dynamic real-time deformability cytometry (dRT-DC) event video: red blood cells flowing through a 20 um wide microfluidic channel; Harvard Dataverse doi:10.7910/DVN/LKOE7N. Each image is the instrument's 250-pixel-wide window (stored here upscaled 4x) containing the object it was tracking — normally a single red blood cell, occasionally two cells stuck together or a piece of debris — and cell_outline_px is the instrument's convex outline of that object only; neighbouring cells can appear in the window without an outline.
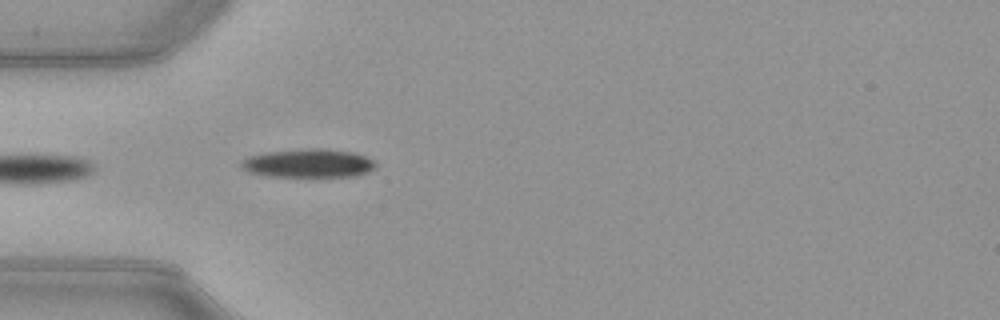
{"species": "common noctule bat (a hibernating species)", "species_latin": "Nyctalus noctula", "temperature_condition": "warm", "stored_images_in_passage": 14, "camera_frame_rate_fps": 3000, "um_per_image_px": 0.085, "animal": {"sex": "female", "body_mass_g": 21.9}, "frame": {"image": 1, "passage_image": 1, "time_ms": 0.0, "image_size_px": [1000, 320], "cell_outline_px": [[376, 168], [368, 172], [356, 176], [268, 176], [248, 172], [240, 168], [240, 160], [248, 156], [268, 152], [312, 148], [320, 148], [352, 152], [376, 160]], "centroid_in_image_um": [26.21, 13.88], "position_along_channel_um": 58.8, "area_um2": 22.43}}